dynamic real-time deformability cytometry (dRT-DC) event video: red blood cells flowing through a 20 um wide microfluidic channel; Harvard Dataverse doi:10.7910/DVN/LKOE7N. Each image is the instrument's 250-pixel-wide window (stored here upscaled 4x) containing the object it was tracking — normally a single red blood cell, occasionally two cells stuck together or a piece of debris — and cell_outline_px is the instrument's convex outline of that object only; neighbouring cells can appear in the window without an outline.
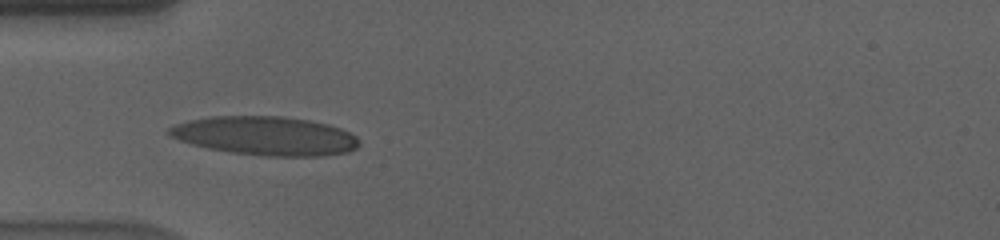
{"species": "human", "species_latin": "Homo sapiens", "temperature_condition": "cold", "stored_images_in_passage": 42, "camera_frame_rate_fps": 3000, "um_per_image_px": 0.085, "donor": {"sex": "male"}, "frame": {"image": 1, "passage_image": 3, "time_ms": 0.667, "image_size_px": [1000, 240], "cell_outline_px": [[360, 144], [356, 148], [348, 152], [324, 156], [264, 156], [232, 152], [208, 148], [192, 144], [168, 136], [164, 132], [172, 124], [188, 120], [212, 116], [280, 116], [308, 120], [328, 124], [340, 128], [356, 136], [360, 140]], "centroid_in_image_um": [22.52, 11.54], "position_along_channel_um": 62.5, "area_um2": 43.23}}
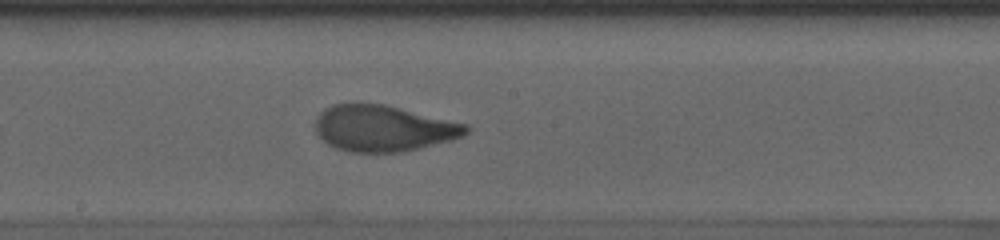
{"frame": {"image": 2, "passage_image": 16, "time_ms": 5.0, "image_size_px": [1000, 240], "cell_outline_px": [[472, 128], [464, 136], [452, 140], [400, 152], [352, 152], [336, 148], [328, 144], [316, 132], [316, 116], [324, 108], [332, 104], [384, 104], [468, 124]], "centroid_in_image_um": [32.61, 10.9], "position_along_channel_um": 215.6, "area_um2": 40.4}}
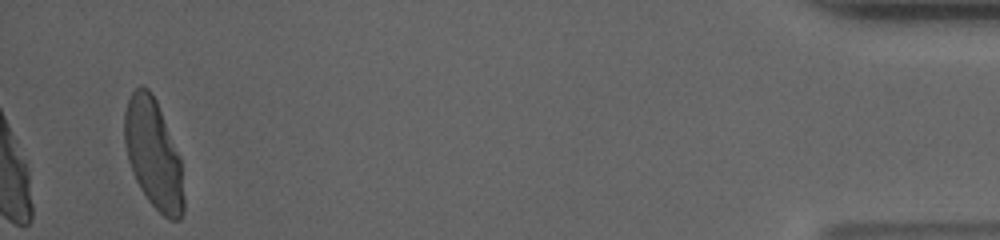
{"frame": {"image": 3, "passage_image": 40, "time_ms": 13.0, "image_size_px": [1000, 240], "cell_outline_px": [[184, 212], [180, 220], [168, 220], [148, 200], [140, 188], [136, 180], [128, 160], [124, 144], [124, 112], [128, 100], [132, 92], [140, 84], [148, 88], [152, 92], [156, 100], [180, 156], [184, 196]], "centroid_in_image_um": [13.04, 13.09], "position_along_channel_um": 422.2, "area_um2": 37.86}, "authors_computed_cell_mechanics": {"area_um2": 40.0265, "velocity_mm_per_s": 3.5755, "shape_relaxation_time_tau1_ms": 5.4437, "shape_relaxation_time_tau2_ms": 0.9262, "deformation_change_tau1": 0.2359, "deformation_change_tau2": 0.0703}}